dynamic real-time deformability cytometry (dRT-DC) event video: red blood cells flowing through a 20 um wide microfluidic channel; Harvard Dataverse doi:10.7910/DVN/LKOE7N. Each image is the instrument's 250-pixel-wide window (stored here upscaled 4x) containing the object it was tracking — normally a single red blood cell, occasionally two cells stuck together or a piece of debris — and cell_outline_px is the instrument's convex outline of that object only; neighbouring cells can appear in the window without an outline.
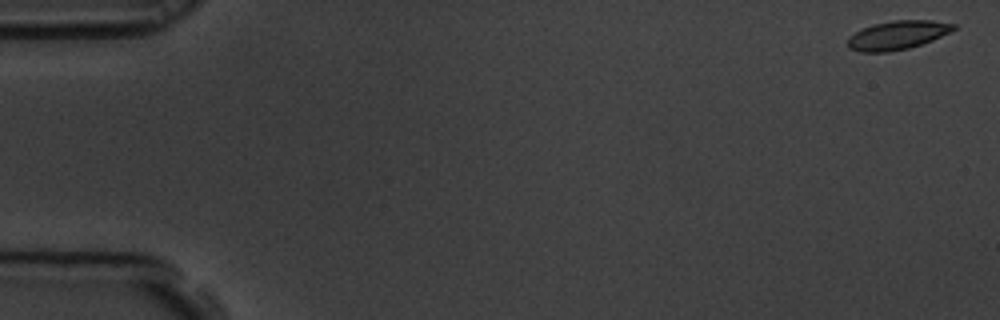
{"species": "common noctule bat (a hibernating species)", "species_latin": "Nyctalus noctula", "temperature_condition": "room temperature", "stored_images_in_passage": 59, "camera_frame_rate_fps": 3000, "um_per_image_px": 0.085, "animal": {"sex": "male", "body_mass_g": 19.5, "forearm_length_mm": 54.6}, "frame": {"image": 1, "passage_image": 1, "time_ms": 0.0, "image_size_px": [1000, 320], "cell_outline_px": [[956, 28], [932, 40], [908, 48], [888, 52], [860, 52], [848, 48], [848, 36], [864, 28], [876, 24], [892, 20], [932, 20], [956, 24]], "centroid_in_image_um": [76.27, 2.99], "position_along_channel_um": 8.7, "area_um2": 17.51}}
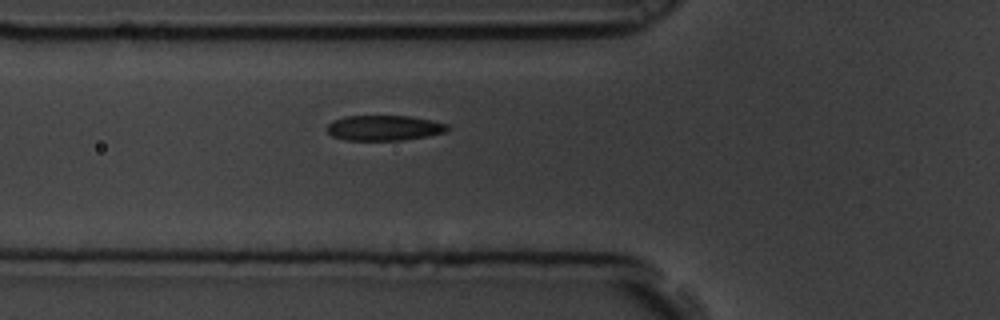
{"frame": {"image": 2, "passage_image": 21, "time_ms": 6.667, "image_size_px": [1000, 320], "cell_outline_px": [[452, 128], [444, 132], [428, 136], [404, 140], [344, 140], [332, 136], [328, 132], [328, 124], [332, 120], [344, 116], [412, 116], [432, 120], [448, 124]], "centroid_in_image_um": [32.68, 10.87], "position_along_channel_um": 93.1, "area_um2": 17.92}}
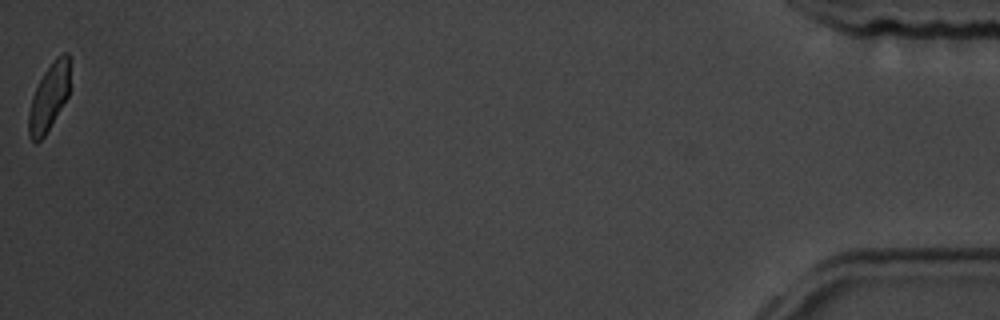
{"frame": {"image": 3, "passage_image": 59, "time_ms": 19.333, "image_size_px": [1000, 320], "cell_outline_px": [[68, 96], [44, 136], [36, 144], [28, 136], [28, 112], [32, 96], [44, 72], [56, 56], [64, 52], [68, 52]], "centroid_in_image_um": [4.12, 8.29], "position_along_channel_um": 431.1, "area_um2": 15.84}, "authors_computed_cell_mechanics": {"area_um2": 17.8602, "velocity_mm_per_s": 3.4416, "shape_relaxation_time_tau1_ms": 2.4348, "shape_relaxation_time_tau2_ms": 1.0993, "deformation_change_tau1": 0.1009, "deformation_change_tau2": 0.0576}}